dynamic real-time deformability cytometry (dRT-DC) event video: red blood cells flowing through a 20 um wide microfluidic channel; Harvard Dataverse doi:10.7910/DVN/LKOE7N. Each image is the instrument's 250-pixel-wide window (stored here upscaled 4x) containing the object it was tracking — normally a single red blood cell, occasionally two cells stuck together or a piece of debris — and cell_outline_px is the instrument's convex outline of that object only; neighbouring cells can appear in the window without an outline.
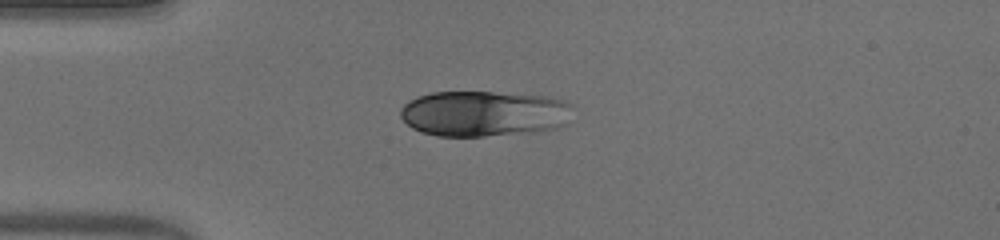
{"species": "human", "species_latin": "Homo sapiens", "temperature_condition": "warm", "stored_images_in_passage": 39, "camera_frame_rate_fps": 3000, "um_per_image_px": 0.085, "donor": {"sex": "male"}, "frame": {"image": 1, "passage_image": 1, "time_ms": 0.0, "image_size_px": [1000, 240], "cell_outline_px": [[572, 104], [568, 124], [560, 128], [532, 132], [484, 136], [436, 136], [420, 132], [412, 128], [400, 116], [400, 108], [408, 100], [416, 96], [432, 92], [492, 92], [548, 96], [564, 100]], "centroid_in_image_um": [41.14, 9.65], "position_along_channel_um": 43.9, "area_um2": 46.41}}
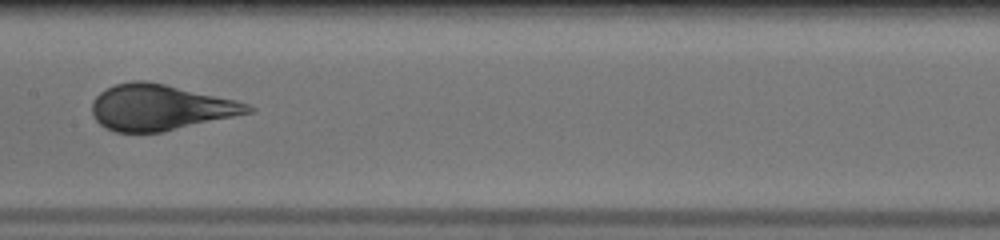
{"frame": {"image": 2, "passage_image": 14, "time_ms": 4.333, "image_size_px": [1000, 240], "cell_outline_px": [[256, 108], [252, 112], [164, 132], [116, 132], [100, 124], [96, 120], [92, 112], [92, 100], [100, 92], [116, 84], [132, 80], [144, 80], [164, 84], [236, 100], [248, 104]], "centroid_in_image_um": [13.6, 9.13], "position_along_channel_um": 193.8, "area_um2": 41.38}}
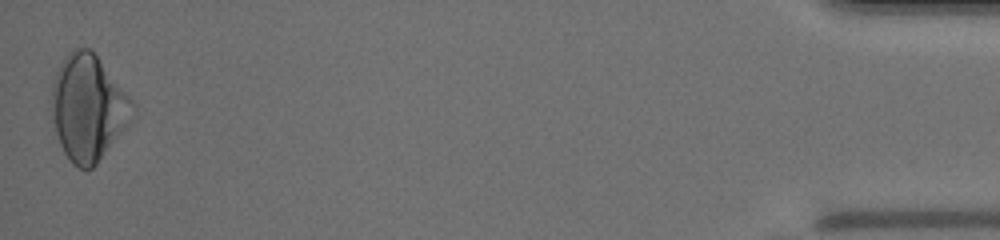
{"frame": {"image": 3, "passage_image": 39, "time_ms": 12.667, "image_size_px": [1000, 240], "cell_outline_px": [[136, 108], [128, 124], [96, 164], [92, 168], [80, 168], [72, 164], [64, 152], [60, 144], [48, 108], [48, 100], [52, 80], [60, 64], [68, 52], [72, 48], [88, 48], [96, 56], [132, 100]], "centroid_in_image_um": [7.42, 9.15], "position_along_channel_um": 427.8, "area_um2": 49.88}, "authors_computed_cell_mechanics": {"area_um2": 43.2344, "velocity_mm_per_s": 3.9165, "shape_relaxation_time_tau1_ms": 5.5226, "shape_relaxation_time_tau2_ms": null, "deformation_change_tau1": 0.2259, "deformation_change_tau2": null}}